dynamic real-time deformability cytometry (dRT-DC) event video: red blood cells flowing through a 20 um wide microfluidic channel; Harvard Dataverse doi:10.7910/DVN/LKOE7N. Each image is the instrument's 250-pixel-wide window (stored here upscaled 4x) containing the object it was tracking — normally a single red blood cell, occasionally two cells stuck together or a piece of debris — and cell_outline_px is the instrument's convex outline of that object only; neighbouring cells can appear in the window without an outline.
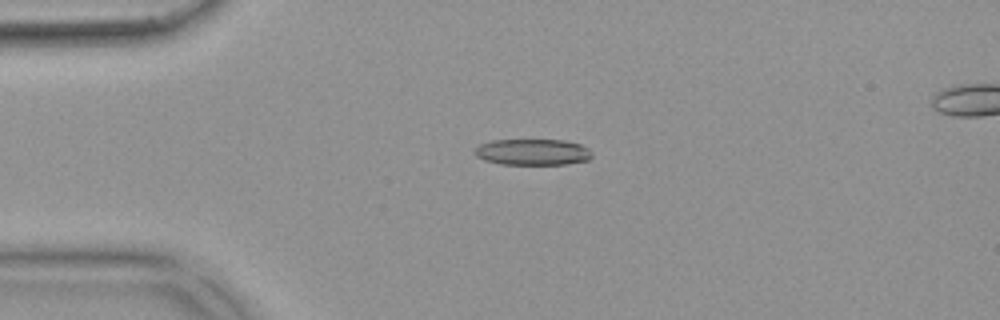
{"species": "common noctule bat (a hibernating species)", "species_latin": "Nyctalus noctula", "temperature_condition": "warm", "stored_images_in_passage": 53, "camera_frame_rate_fps": 3000, "um_per_image_px": 0.085, "animal": {"sex": "female", "body_mass_g": 18.4}, "frame": {"image": 1, "passage_image": 13, "time_ms": 4.0, "image_size_px": [1000, 320], "cell_outline_px": [[592, 156], [588, 160], [564, 164], [500, 164], [484, 160], [476, 156], [476, 148], [480, 144], [492, 140], [564, 140], [580, 144], [588, 148], [592, 152]], "centroid_in_image_um": [45.29, 12.92], "position_along_channel_um": 39.7, "area_um2": 17.8}}
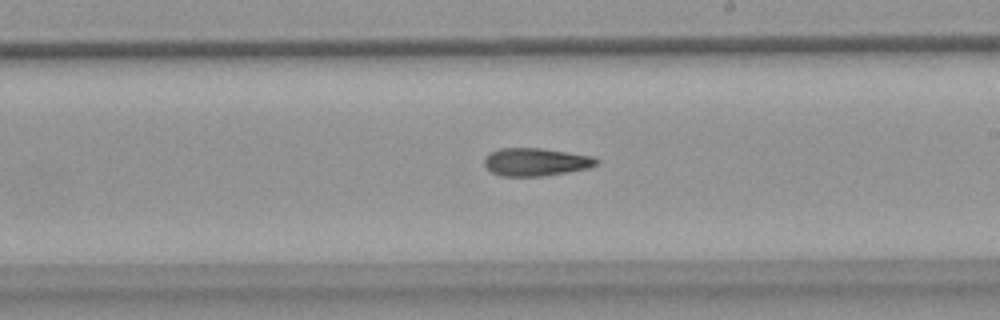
{"frame": {"image": 2, "passage_image": 31, "time_ms": 10.0, "image_size_px": [1000, 320], "cell_outline_px": [[600, 160], [596, 164], [588, 168], [568, 172], [544, 176], [500, 176], [492, 172], [484, 164], [484, 156], [488, 152], [500, 148], [540, 148], [568, 152], [592, 156]], "centroid_in_image_um": [45.51, 13.76], "position_along_channel_um": 243.5, "area_um2": 18.32}}
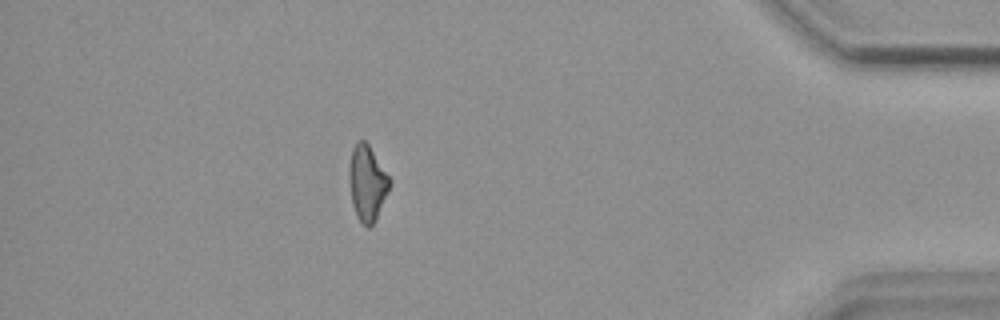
{"frame": {"image": 3, "passage_image": 47, "time_ms": 15.333, "image_size_px": [1000, 320], "cell_outline_px": [[388, 192], [376, 220], [368, 228], [356, 216], [352, 204], [348, 172], [348, 168], [352, 148], [356, 140], [364, 140], [368, 144], [388, 176]], "centroid_in_image_um": [31.17, 15.55], "position_along_channel_um": 404.0, "area_um2": 17.51}}